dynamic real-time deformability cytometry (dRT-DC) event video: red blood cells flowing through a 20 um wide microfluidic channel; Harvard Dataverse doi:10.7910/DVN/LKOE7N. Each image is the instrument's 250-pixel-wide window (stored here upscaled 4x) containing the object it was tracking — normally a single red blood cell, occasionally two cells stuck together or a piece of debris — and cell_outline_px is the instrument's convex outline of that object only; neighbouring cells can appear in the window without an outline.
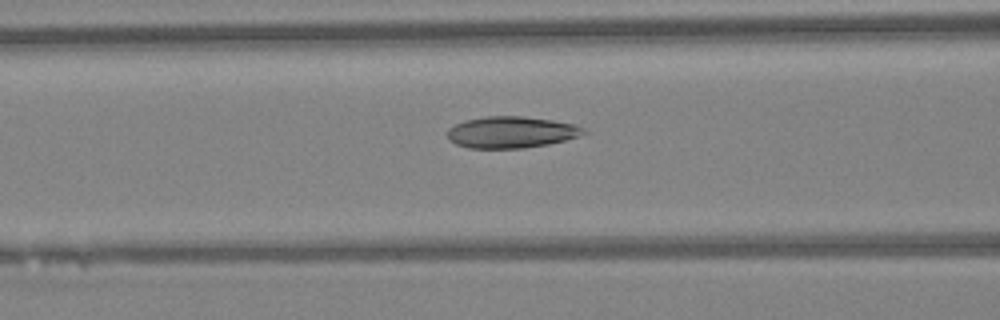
{"species": "Egyptian fruit bat (a non-hibernating species)", "species_latin": "Rousettus aegyptiacus", "temperature_condition": "warm", "stored_images_in_passage": 47, "camera_frame_rate_fps": 3000, "um_per_image_px": 0.085, "animal": {"sex": "female"}, "frame": {"image": 1, "passage_image": 19, "time_ms": 6.0, "image_size_px": [1000, 320], "cell_outline_px": [[588, 132], [580, 136], [548, 144], [524, 148], [468, 148], [456, 144], [448, 140], [448, 128], [464, 120], [484, 116], [524, 116], [552, 120], [576, 124], [584, 128]], "centroid_in_image_um": [43.46, 11.23], "position_along_channel_um": 123.1, "area_um2": 25.2}}
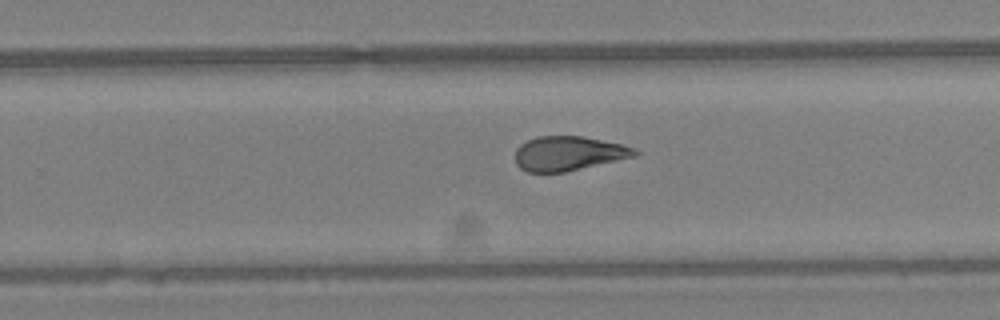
{"frame": {"image": 2, "passage_image": 30, "time_ms": 9.667, "image_size_px": [1000, 320], "cell_outline_px": [[640, 152], [636, 156], [564, 172], [528, 172], [520, 168], [516, 164], [516, 148], [520, 144], [536, 136], [584, 136], [624, 144], [636, 148]], "centroid_in_image_um": [48.35, 13.03], "position_along_channel_um": 281.5, "area_um2": 24.1}}
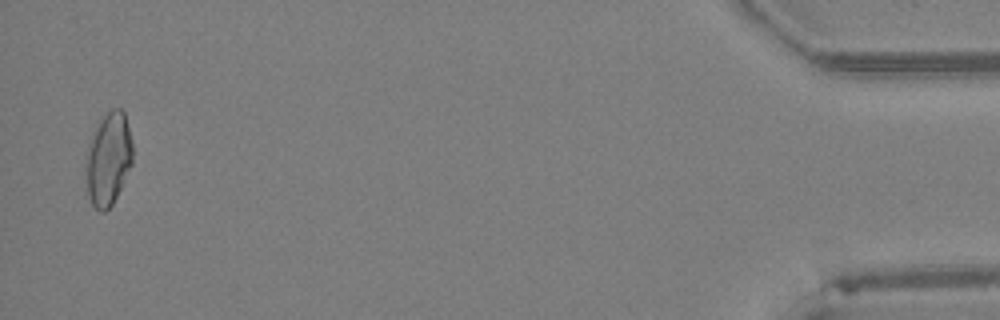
{"frame": {"image": 3, "passage_image": 46, "time_ms": 15.0, "image_size_px": [1000, 320], "cell_outline_px": [[132, 164], [112, 204], [104, 212], [100, 212], [92, 204], [88, 196], [84, 172], [88, 144], [96, 120], [112, 108], [120, 108], [124, 112], [132, 140]], "centroid_in_image_um": [9.17, 13.46], "position_along_channel_um": 426.0, "area_um2": 25.78}, "authors_computed_cell_mechanics": {"area_um2": 25.0274, "velocity_mm_per_s": 4.3502, "shape_relaxation_time_tau1_ms": 5.3401, "shape_relaxation_time_tau2_ms": 2.4827, "deformation_change_tau1": 0.1844, "deformation_change_tau2": 0.0996}}